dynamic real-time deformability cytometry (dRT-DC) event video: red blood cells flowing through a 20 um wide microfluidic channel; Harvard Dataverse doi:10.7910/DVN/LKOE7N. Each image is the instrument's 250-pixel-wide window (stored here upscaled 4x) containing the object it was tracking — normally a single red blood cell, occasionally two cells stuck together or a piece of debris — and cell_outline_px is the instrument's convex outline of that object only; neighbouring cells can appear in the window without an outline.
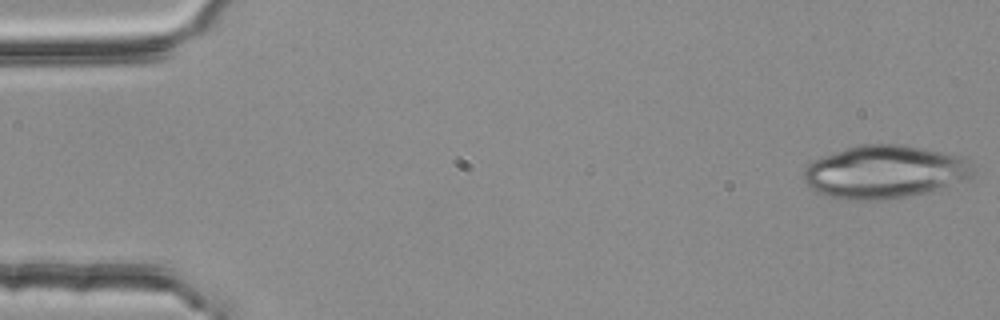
{"species": "common noctule bat (a hibernating species)", "species_latin": "Nyctalus noctula", "temperature_condition": "room temperature", "stored_images_in_passage": 5, "camera_frame_rate_fps": 3000, "um_per_image_px": 0.085, "animal": {"sex": "female", "body_mass_g": 25.1}, "frame": {"image": 1, "passage_image": 1, "time_ms": 0.0, "image_size_px": [1000, 320], "cell_outline_px": [[976, 176], [968, 180], [924, 192], [908, 196], [884, 200], [848, 200], [828, 196], [816, 192], [808, 188], [804, 180], [804, 168], [812, 160], [860, 144], [900, 144], [924, 148], [964, 156], [972, 160]], "centroid_in_image_um": [75.25, 14.61], "position_along_channel_um": 9.8, "area_um2": 52.89}}